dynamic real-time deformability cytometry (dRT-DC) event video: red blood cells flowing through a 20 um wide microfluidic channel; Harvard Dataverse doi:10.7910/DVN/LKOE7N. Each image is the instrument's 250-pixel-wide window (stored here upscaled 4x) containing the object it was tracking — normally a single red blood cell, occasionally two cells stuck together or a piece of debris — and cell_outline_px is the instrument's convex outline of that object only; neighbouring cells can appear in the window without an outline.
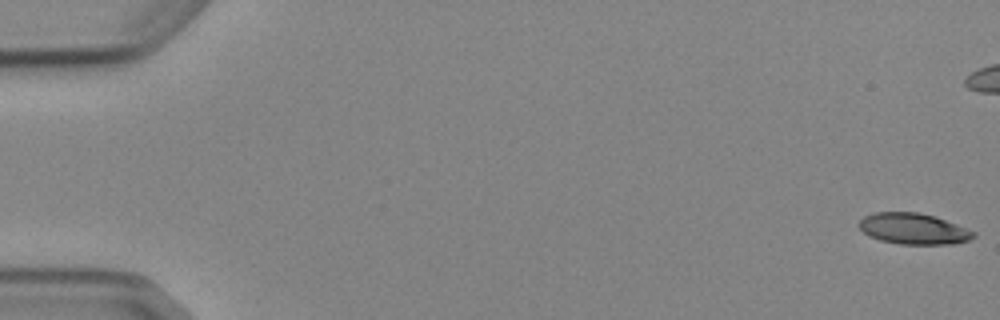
{"species": "Egyptian fruit bat (a non-hibernating species)", "species_latin": "Rousettus aegyptiacus", "temperature_condition": "cold", "stored_images_in_passage": 7, "camera_frame_rate_fps": 3000, "um_per_image_px": 0.085, "animal": {"sex": "female"}, "frame": {"image": 1, "passage_image": 1, "time_ms": 0.0, "image_size_px": [1000, 320], "cell_outline_px": [[976, 236], [968, 240], [952, 244], [900, 244], [880, 240], [868, 236], [860, 228], [860, 220], [864, 216], [876, 212], [920, 212], [936, 216], [976, 232]], "centroid_in_image_um": [77.66, 19.44], "position_along_channel_um": 7.3, "area_um2": 20.69}}